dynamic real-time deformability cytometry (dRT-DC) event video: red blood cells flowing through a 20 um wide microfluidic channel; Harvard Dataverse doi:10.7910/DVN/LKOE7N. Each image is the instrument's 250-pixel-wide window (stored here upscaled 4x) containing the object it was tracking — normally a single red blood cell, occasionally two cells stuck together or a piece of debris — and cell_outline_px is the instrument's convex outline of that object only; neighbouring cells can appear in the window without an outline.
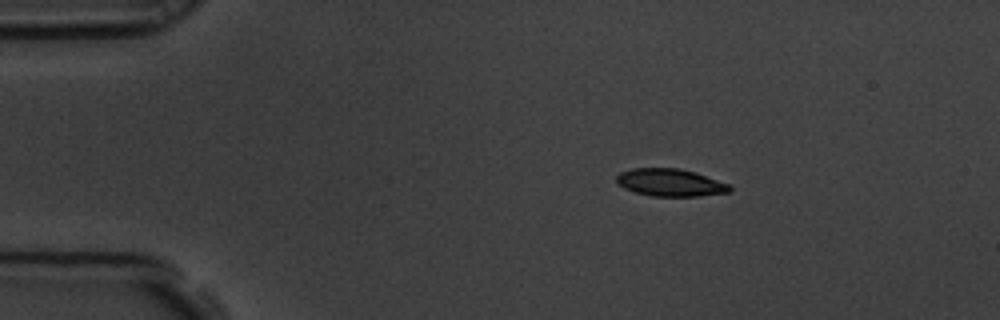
{"species": "common noctule bat (a hibernating species)", "species_latin": "Nyctalus noctula", "temperature_condition": "room temperature", "stored_images_in_passage": 3, "camera_frame_rate_fps": 3000, "um_per_image_px": 0.085, "animal": {"sex": "male", "body_mass_g": 19.5, "forearm_length_mm": 54.6}, "frame": {"image": 1, "passage_image": 1, "time_ms": 0.0, "image_size_px": [1000, 320], "cell_outline_px": [[732, 188], [728, 192], [700, 196], [652, 196], [636, 192], [624, 188], [616, 184], [616, 176], [620, 172], [632, 168], [676, 168], [696, 172], [728, 184]], "centroid_in_image_um": [56.93, 15.51], "position_along_channel_um": 28.1, "area_um2": 18.09}}